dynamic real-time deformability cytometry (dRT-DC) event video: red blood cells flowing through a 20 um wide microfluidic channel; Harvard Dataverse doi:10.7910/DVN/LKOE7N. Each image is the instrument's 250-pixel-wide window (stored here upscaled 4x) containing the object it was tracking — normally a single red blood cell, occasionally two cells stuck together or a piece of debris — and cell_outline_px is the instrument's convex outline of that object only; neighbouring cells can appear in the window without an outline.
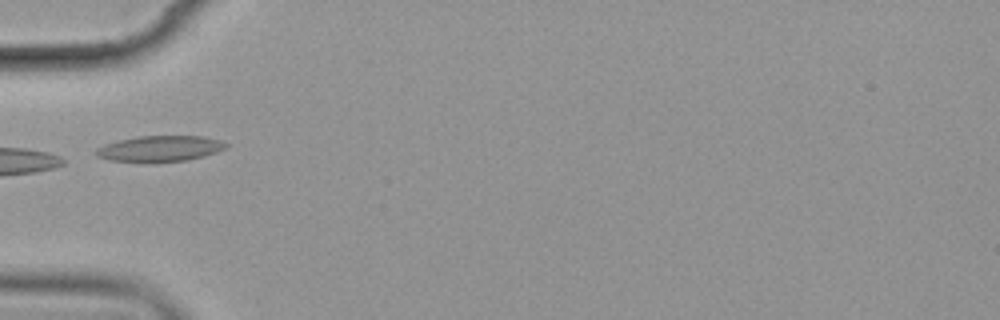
{"species": "common noctule bat (a hibernating species)", "species_latin": "Nyctalus noctula", "temperature_condition": "cold", "stored_images_in_passage": 14, "camera_frame_rate_fps": 3000, "um_per_image_px": 0.085, "animal": {"sex": "female", "body_mass_g": 19.9}, "frame": {"image": 1, "passage_image": 5, "time_ms": 5.667, "image_size_px": [1000, 320], "cell_outline_px": [[228, 148], [204, 156], [188, 160], [156, 164], [144, 164], [108, 160], [96, 156], [92, 152], [96, 148], [104, 144], [136, 136], [204, 136], [220, 140], [228, 144]], "centroid_in_image_um": [13.54, 12.67], "position_along_channel_um": 71.5, "area_um2": 20.46}}
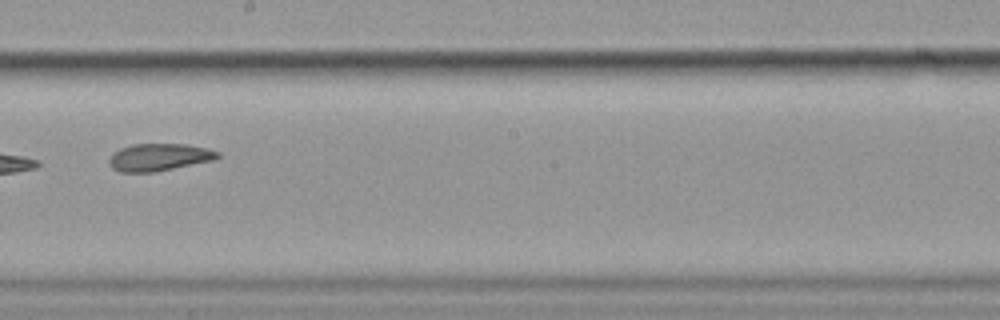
{"frame": {"image": 2, "passage_image": 9, "time_ms": 10.333, "image_size_px": [1000, 320], "cell_outline_px": [[220, 156], [212, 160], [152, 172], [120, 172], [112, 168], [108, 164], [108, 160], [112, 152], [120, 148], [132, 144], [188, 144], [208, 148], [220, 152]], "centroid_in_image_um": [13.47, 13.35], "position_along_channel_um": 234.7, "area_um2": 17.28}}
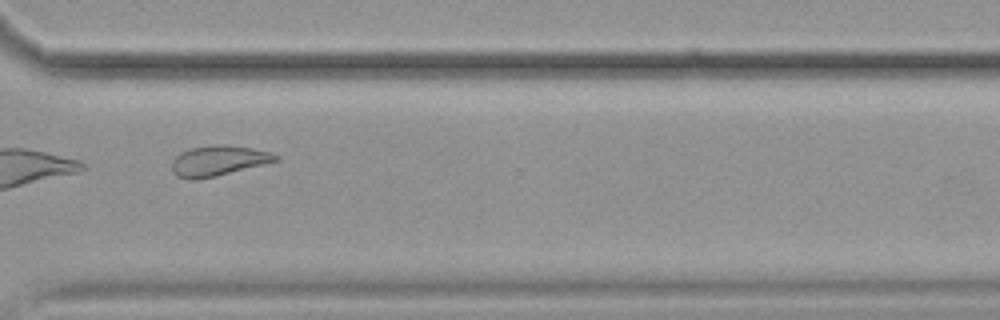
{"frame": {"image": 3, "passage_image": 12, "time_ms": 13.667, "image_size_px": [1000, 320], "cell_outline_px": [[280, 160], [216, 176], [196, 180], [188, 180], [176, 176], [172, 172], [172, 160], [180, 152], [192, 148], [212, 144], [228, 144], [252, 148], [272, 152], [280, 156]], "centroid_in_image_um": [18.56, 13.66], "position_along_channel_um": 352.0, "area_um2": 18.61}, "authors_computed_cell_mechanics": {"area_um2": 19.652, "velocity_mm_per_s": 3.5127, "shape_relaxation_time_tau1_ms": null, "shape_relaxation_time_tau2_ms": 7.8999, "deformation_change_tau1": null, "deformation_change_tau2": 0.1634}}